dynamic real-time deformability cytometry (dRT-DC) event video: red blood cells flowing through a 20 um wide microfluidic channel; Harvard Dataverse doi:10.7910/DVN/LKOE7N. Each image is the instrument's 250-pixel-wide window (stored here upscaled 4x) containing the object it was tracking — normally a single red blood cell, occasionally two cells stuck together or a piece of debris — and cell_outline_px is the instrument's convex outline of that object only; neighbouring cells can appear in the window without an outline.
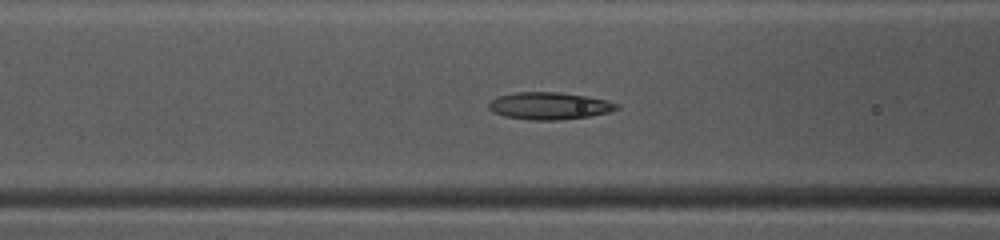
{"species": "common noctule bat (a hibernating species)", "species_latin": "Nyctalus noctula", "temperature_condition": "warm", "stored_images_in_passage": 34, "camera_frame_rate_fps": 3000, "um_per_image_px": 0.085, "animal": {"sex": "female", "body_mass_g": 10.0, "forearm_length_mm": 53.1}, "frame": {"image": 1, "passage_image": 10, "time_ms": 3.0, "image_size_px": [1000, 240], "cell_outline_px": [[620, 108], [608, 112], [588, 116], [552, 120], [532, 120], [504, 116], [492, 112], [488, 108], [488, 104], [492, 100], [500, 96], [516, 92], [560, 92], [608, 100], [620, 104]], "centroid_in_image_um": [46.69, 8.99], "position_along_channel_um": 119.9, "area_um2": 20.11}}
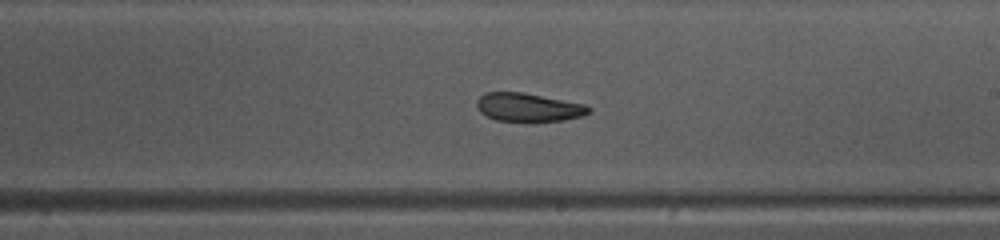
{"frame": {"image": 2, "passage_image": 19, "time_ms": 6.0, "image_size_px": [1000, 240], "cell_outline_px": [[592, 112], [584, 116], [564, 120], [532, 124], [524, 124], [496, 120], [480, 112], [476, 104], [476, 100], [484, 92], [520, 92], [584, 104], [592, 108]], "centroid_in_image_um": [44.93, 9.18], "position_along_channel_um": 244.1, "area_um2": 19.31}}
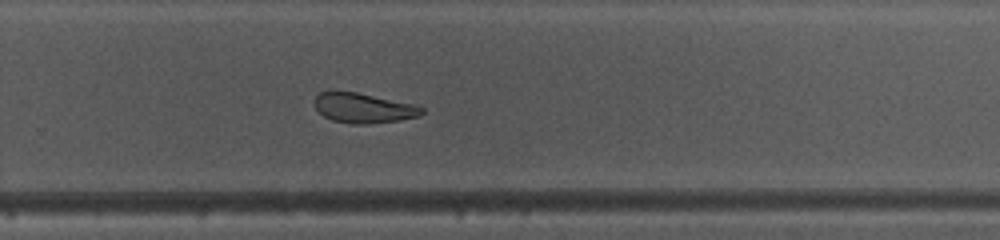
{"frame": {"image": 3, "passage_image": 23, "time_ms": 7.333, "image_size_px": [1000, 240], "cell_outline_px": [[424, 112], [420, 116], [400, 120], [364, 124], [352, 124], [332, 120], [324, 116], [316, 108], [316, 96], [320, 92], [332, 88], [356, 92], [416, 104], [424, 108]], "centroid_in_image_um": [30.89, 9.15], "position_along_channel_um": 298.9, "area_um2": 19.02}, "authors_computed_cell_mechanics": {"area_um2": 19.9988, "velocity_mm_per_s": 4.1441, "shape_relaxation_time_tau1_ms": 10.6931, "shape_relaxation_time_tau2_ms": 3.0685, "deformation_change_tau1": 0.2226, "deformation_change_tau2": 0.1036}}